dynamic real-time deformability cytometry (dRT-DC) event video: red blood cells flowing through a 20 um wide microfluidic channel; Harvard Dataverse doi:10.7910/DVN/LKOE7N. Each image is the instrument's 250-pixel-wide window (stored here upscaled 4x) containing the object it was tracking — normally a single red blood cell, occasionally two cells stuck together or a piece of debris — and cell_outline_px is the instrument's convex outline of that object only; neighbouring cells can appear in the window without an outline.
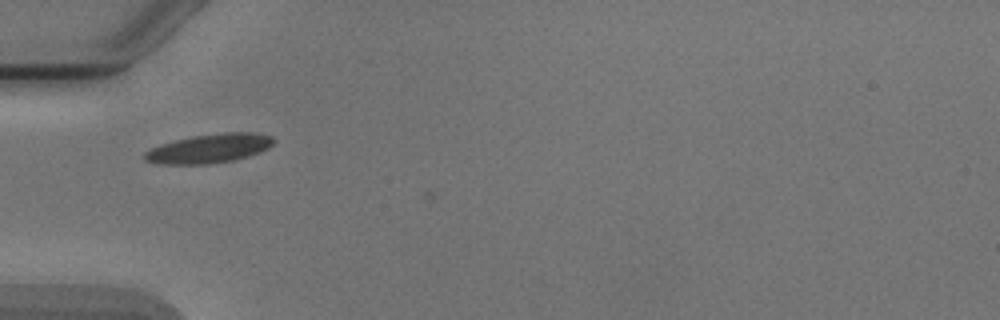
{"species": "Egyptian fruit bat (a non-hibernating species)", "species_latin": "Rousettus aegyptiacus", "temperature_condition": "cold", "stored_images_in_passage": 2, "camera_frame_rate_fps": 3000, "um_per_image_px": 0.085, "animal": {"sex": "male"}, "frame": {"image": 1, "passage_image": 1, "time_ms": 0.0, "image_size_px": [1000, 320], "cell_outline_px": [[276, 140], [268, 148], [248, 156], [232, 160], [208, 164], [156, 164], [144, 160], [144, 152], [160, 144], [192, 136], [224, 132], [252, 132], [272, 136]], "centroid_in_image_um": [17.77, 12.62], "position_along_channel_um": 67.2, "area_um2": 21.79}}